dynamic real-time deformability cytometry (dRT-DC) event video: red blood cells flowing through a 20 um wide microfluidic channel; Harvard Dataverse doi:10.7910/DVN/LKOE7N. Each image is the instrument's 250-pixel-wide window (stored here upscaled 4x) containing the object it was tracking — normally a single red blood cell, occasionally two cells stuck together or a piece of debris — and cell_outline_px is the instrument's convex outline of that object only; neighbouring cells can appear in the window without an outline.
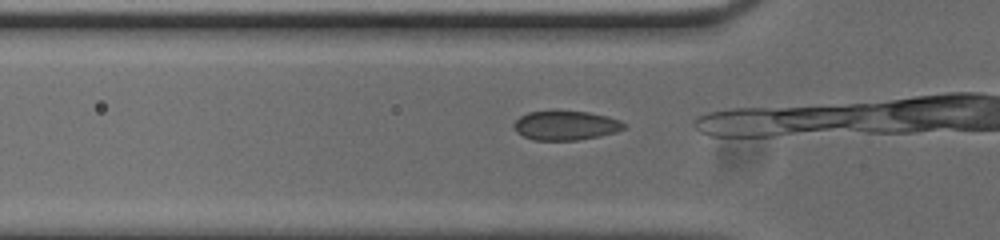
{"species": "common noctule bat (a hibernating species)", "species_latin": "Nyctalus noctula", "temperature_condition": "cold", "stored_images_in_passage": 17, "camera_frame_rate_fps": 3000, "um_per_image_px": 0.085, "animal": {"sex": "male", "body_mass_g": 20.0, "forearm_length_mm": 53.3}, "frame": {"image": 1, "passage_image": 11, "time_ms": 3.333, "image_size_px": [1000, 240], "cell_outline_px": [[628, 124], [624, 128], [616, 132], [600, 136], [576, 140], [532, 140], [516, 132], [512, 124], [520, 116], [528, 112], [588, 112], [608, 116], [620, 120]], "centroid_in_image_um": [48.1, 10.68], "position_along_channel_um": 77.7, "area_um2": 18.67}}